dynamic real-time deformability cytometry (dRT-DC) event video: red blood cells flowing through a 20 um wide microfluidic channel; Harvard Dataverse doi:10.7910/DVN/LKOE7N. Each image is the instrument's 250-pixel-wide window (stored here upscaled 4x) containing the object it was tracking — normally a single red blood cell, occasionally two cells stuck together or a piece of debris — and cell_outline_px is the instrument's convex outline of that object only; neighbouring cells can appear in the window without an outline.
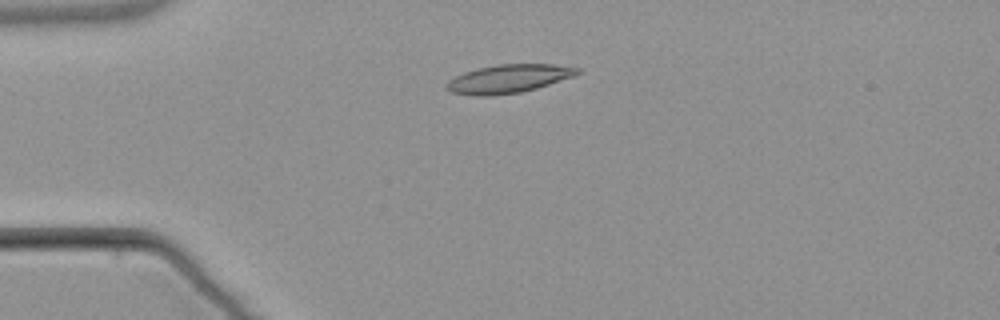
{"species": "common noctule bat (a hibernating species)", "species_latin": "Nyctalus noctula", "temperature_condition": "warm", "stored_images_in_passage": 5, "camera_frame_rate_fps": 3000, "um_per_image_px": 0.085, "animal": {"sex": "male", "body_mass_g": 21.5, "forearm_length_mm": 52.0}, "frame": {"image": 1, "passage_image": 4, "time_ms": 3.667, "image_size_px": [1000, 320], "cell_outline_px": [[580, 72], [572, 76], [536, 88], [520, 92], [488, 96], [476, 96], [452, 92], [444, 88], [444, 84], [448, 80], [464, 72], [496, 64], [552, 64], [580, 68]], "centroid_in_image_um": [43.16, 6.69], "position_along_channel_um": 41.8, "area_um2": 21.44}}
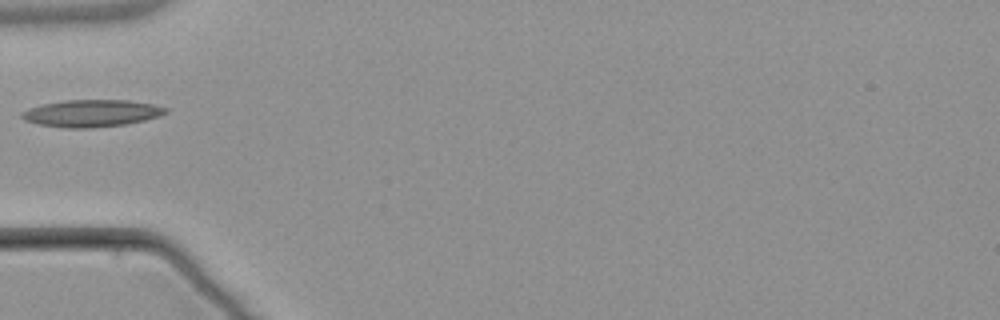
{"frame": {"image": 2, "passage_image": 5, "time_ms": 5.333, "image_size_px": [1000, 320], "cell_outline_px": [[168, 112], [144, 120], [124, 124], [92, 128], [64, 128], [36, 124], [24, 120], [20, 116], [20, 112], [28, 108], [44, 104], [64, 100], [128, 100], [152, 104], [168, 108]], "centroid_in_image_um": [7.72, 9.63], "position_along_channel_um": 77.3, "area_um2": 22.72}}